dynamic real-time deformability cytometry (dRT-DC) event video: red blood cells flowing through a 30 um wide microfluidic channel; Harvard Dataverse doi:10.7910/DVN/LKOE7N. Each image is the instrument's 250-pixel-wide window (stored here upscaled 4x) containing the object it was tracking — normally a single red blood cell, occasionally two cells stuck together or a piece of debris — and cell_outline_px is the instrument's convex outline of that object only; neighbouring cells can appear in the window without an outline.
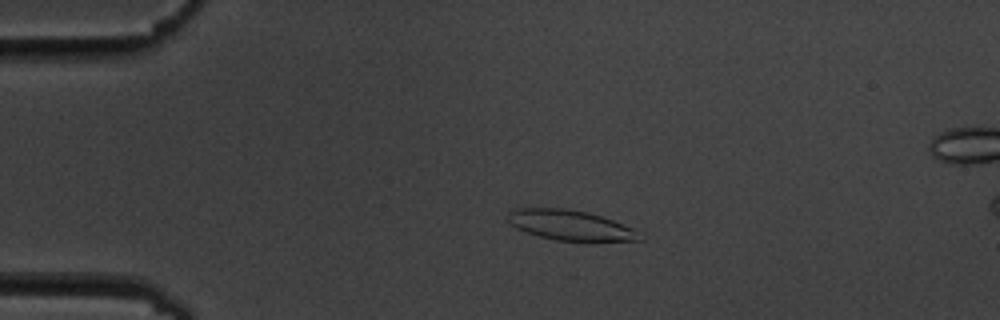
{"species": "common noctule bat (a hibernating species)", "species_latin": "Nyctalus noctula", "temperature_condition": "cold", "stored_images_in_passage": 47, "segment_of_instrument_passage": [1, 2], "camera_frame_rate_fps": 3000, "um_per_image_px": 0.085, "animal": {"sex": "male", "body_mass_g": 19.5, "forearm_length_mm": 54.6}, "frame": {"image": 1, "passage_image": 2, "time_ms": 0.333, "image_size_px": [1000, 320], "cell_outline_px": [[644, 240], [556, 240], [540, 236], [516, 228], [508, 220], [508, 212], [512, 208], [564, 208], [588, 212], [612, 220], [632, 228]], "centroid_in_image_um": [48.41, 19.11], "position_along_channel_um": 36.6, "area_um2": 22.54}}
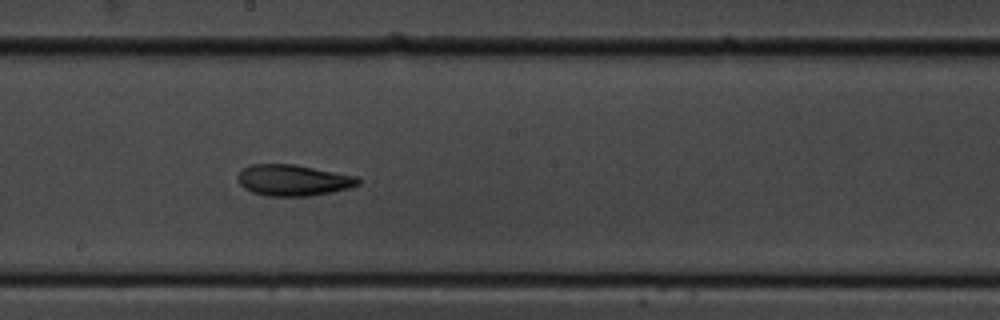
{"frame": {"image": 2, "passage_image": 21, "time_ms": 6.667, "image_size_px": [1000, 320], "cell_outline_px": [[360, 184], [348, 188], [332, 192], [312, 196], [268, 196], [252, 192], [244, 188], [236, 180], [236, 176], [244, 168], [252, 164], [296, 164], [360, 176]], "centroid_in_image_um": [24.95, 15.31], "position_along_channel_um": 223.2, "area_um2": 22.2}}
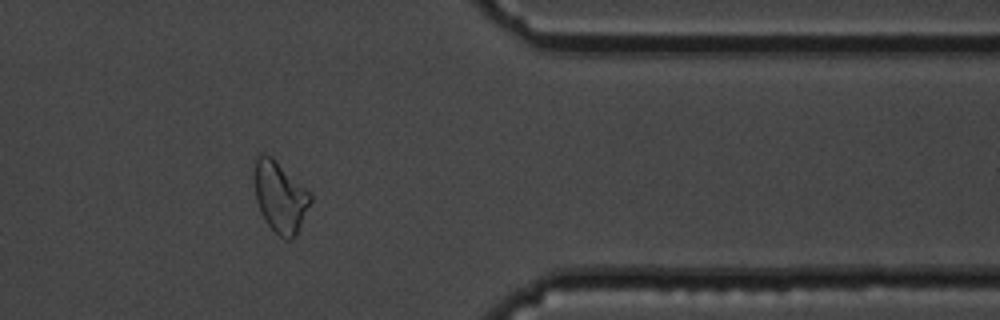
{"frame": {"image": 3, "passage_image": 36, "time_ms": 11.667, "image_size_px": [1000, 320], "cell_outline_px": [[312, 200], [296, 236], [292, 240], [284, 240], [268, 224], [260, 212], [256, 200], [252, 172], [256, 156], [260, 152], [264, 152], [272, 156], [312, 192]], "centroid_in_image_um": [23.8, 16.68], "position_along_channel_um": 387.6, "area_um2": 23.93}}